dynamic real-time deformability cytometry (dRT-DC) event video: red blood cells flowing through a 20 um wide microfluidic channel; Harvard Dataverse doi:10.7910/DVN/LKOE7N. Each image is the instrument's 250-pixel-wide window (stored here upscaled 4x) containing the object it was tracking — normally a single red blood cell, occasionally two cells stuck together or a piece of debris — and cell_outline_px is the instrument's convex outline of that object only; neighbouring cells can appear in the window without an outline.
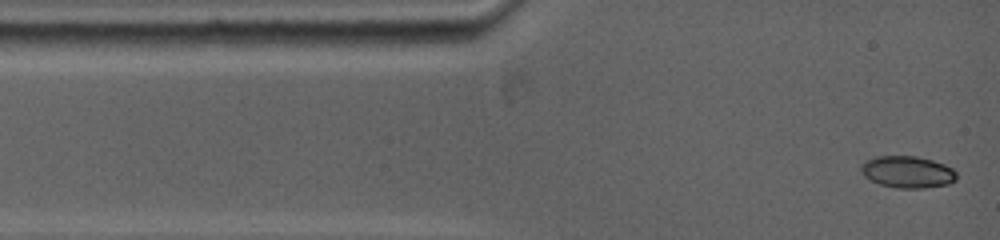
{"species": "common noctule bat (a hibernating species)", "species_latin": "Nyctalus noctula", "temperature_condition": "warm", "stored_images_in_passage": 34, "camera_frame_rate_fps": 5000, "um_per_image_px": 0.085, "animal": {"sex": "female", "body_mass_g": 19.0, "forearm_length_mm": 53.3}, "frame": {"image": 1, "passage_image": 1, "time_ms": 0.0, "image_size_px": [1000, 240], "cell_outline_px": [[956, 180], [948, 184], [920, 188], [900, 188], [880, 184], [864, 176], [864, 164], [868, 160], [876, 156], [916, 156], [932, 160], [944, 164], [952, 168], [956, 172]], "centroid_in_image_um": [77.2, 14.61], "position_along_channel_um": 7.8, "area_um2": 17.28}}
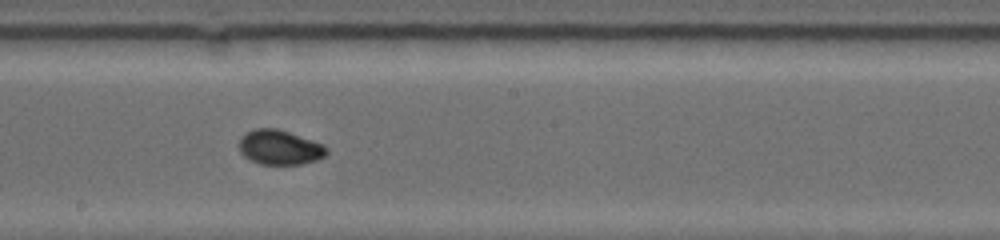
{"frame": {"image": 2, "passage_image": 19, "time_ms": 6.6, "image_size_px": [1000, 240], "cell_outline_px": [[328, 152], [324, 156], [316, 160], [300, 164], [260, 164], [248, 160], [240, 152], [240, 136], [256, 128], [276, 128], [324, 144], [328, 148]], "centroid_in_image_um": [23.77, 12.53], "position_along_channel_um": 224.4, "area_um2": 17.63}}
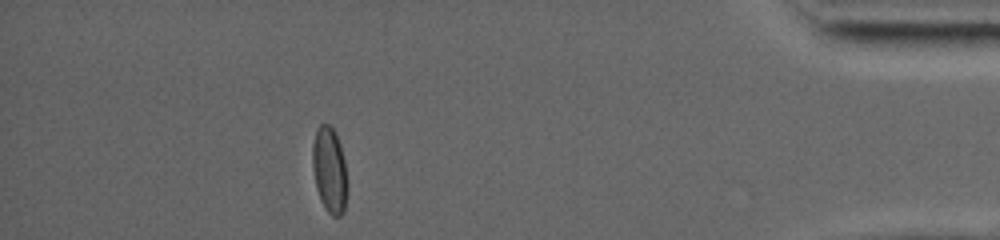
{"frame": {"image": 3, "passage_image": 33, "time_ms": 12.8, "image_size_px": [1000, 240], "cell_outline_px": [[344, 212], [340, 216], [332, 216], [324, 208], [320, 200], [316, 188], [312, 164], [312, 144], [316, 128], [320, 124], [328, 124], [336, 132], [340, 144], [344, 160]], "centroid_in_image_um": [27.95, 14.4], "position_along_channel_um": 407.3, "area_um2": 16.99}, "authors_computed_cell_mechanics": {"area_um2": 17.1088, "velocity_mm_per_s": 3.944, "shape_relaxation_time_tau1_ms": 8.958, "shape_relaxation_time_tau2_ms": null, "deformation_change_tau1": 0.1652, "deformation_change_tau2": null}}